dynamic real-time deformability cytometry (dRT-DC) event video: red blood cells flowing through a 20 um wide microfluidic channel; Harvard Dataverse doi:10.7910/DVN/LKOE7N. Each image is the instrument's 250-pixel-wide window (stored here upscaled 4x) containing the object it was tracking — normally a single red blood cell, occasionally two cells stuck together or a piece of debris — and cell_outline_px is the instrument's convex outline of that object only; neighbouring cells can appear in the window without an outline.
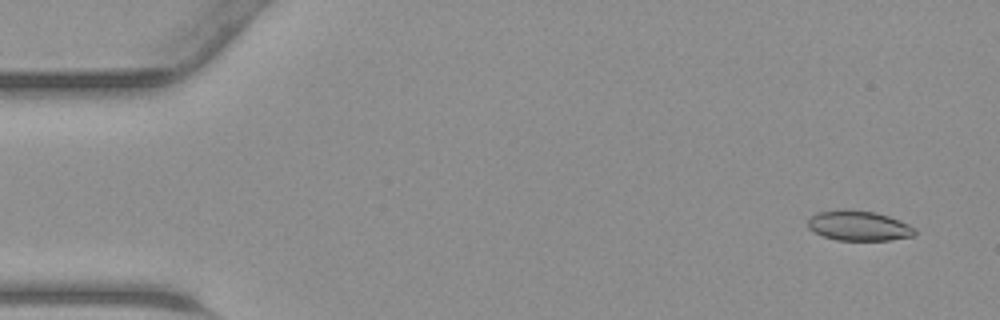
{"species": "common noctule bat (a hibernating species)", "species_latin": "Nyctalus noctula", "temperature_condition": "warm", "stored_images_in_passage": 12, "camera_frame_rate_fps": 3000, "um_per_image_px": 0.085, "animal": {"sex": "male", "body_mass_g": 23.1, "forearm_length_mm": 52.7}, "frame": {"image": 1, "passage_image": 3, "time_ms": 0.667, "image_size_px": [1000, 320], "cell_outline_px": [[916, 232], [912, 236], [888, 240], [836, 240], [824, 236], [808, 228], [808, 220], [812, 216], [820, 212], [876, 212], [888, 216], [908, 224], [916, 228]], "centroid_in_image_um": [73.04, 19.23], "position_along_channel_um": 12.0, "area_um2": 17.8}}